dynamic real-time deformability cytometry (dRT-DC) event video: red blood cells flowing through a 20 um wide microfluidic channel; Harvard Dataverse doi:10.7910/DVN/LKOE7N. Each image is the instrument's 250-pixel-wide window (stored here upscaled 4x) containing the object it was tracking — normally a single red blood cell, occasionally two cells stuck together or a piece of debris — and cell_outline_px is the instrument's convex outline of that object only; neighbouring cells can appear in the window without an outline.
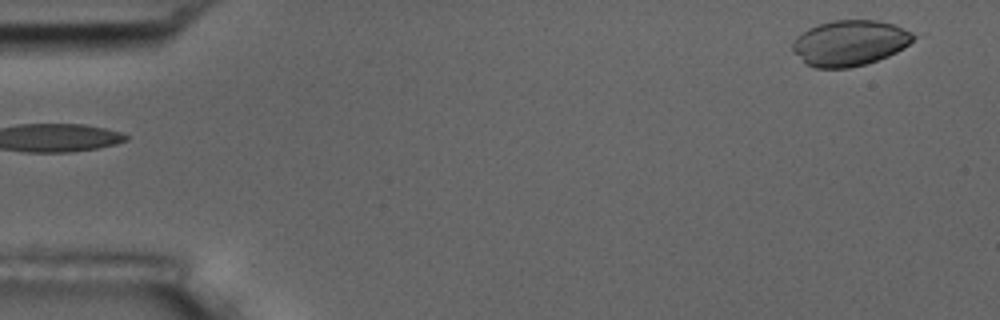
{"species": "common noctule bat (a hibernating species)", "species_latin": "Nyctalus noctula", "temperature_condition": "room temperature", "stored_images_in_passage": 6, "segment_of_instrument_passage": [2, 2], "camera_frame_rate_fps": 3000, "um_per_image_px": 0.085, "animal": {"sex": "male", "body_mass_g": 17.5, "forearm_length_mm": 52.3}, "frame": {"image": 1, "passage_image": 6, "time_ms": 6.0, "image_size_px": [1000, 320], "cell_outline_px": [[916, 36], [904, 48], [888, 56], [864, 64], [848, 68], [816, 68], [804, 64], [792, 52], [792, 44], [796, 36], [808, 28], [820, 24], [836, 20], [876, 20], [892, 24], [912, 32]], "centroid_in_image_um": [72.18, 3.66], "position_along_channel_um": 12.8, "area_um2": 32.08}}